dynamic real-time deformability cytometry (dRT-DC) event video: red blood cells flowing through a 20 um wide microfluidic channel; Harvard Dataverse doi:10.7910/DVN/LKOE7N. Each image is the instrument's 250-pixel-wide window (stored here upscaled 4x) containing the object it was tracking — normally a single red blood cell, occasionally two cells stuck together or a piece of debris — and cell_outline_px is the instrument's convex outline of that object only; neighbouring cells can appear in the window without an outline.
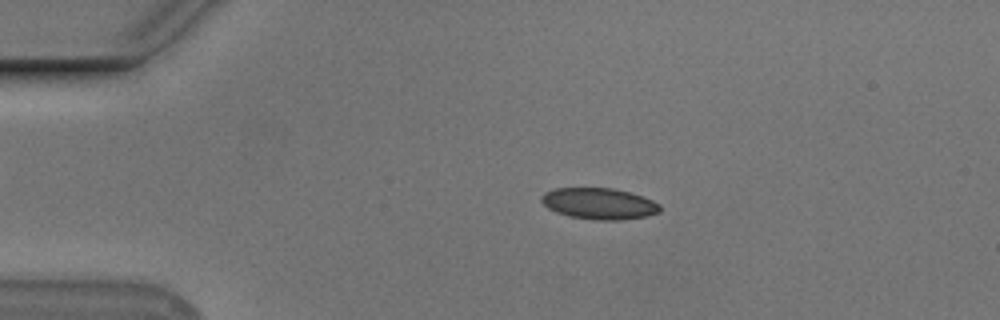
{"species": "Egyptian fruit bat (a non-hibernating species)", "species_latin": "Rousettus aegyptiacus", "temperature_condition": "cold", "stored_images_in_passage": 54, "camera_frame_rate_fps": 3000, "um_per_image_px": 0.085, "animal": {"sex": "male"}, "frame": {"image": 1, "passage_image": 11, "time_ms": 3.333, "image_size_px": [1000, 320], "cell_outline_px": [[660, 212], [648, 216], [620, 220], [596, 220], [568, 216], [556, 212], [548, 208], [540, 200], [540, 196], [544, 192], [556, 188], [612, 188], [644, 196], [660, 204]], "centroid_in_image_um": [50.92, 17.31], "position_along_channel_um": 34.1, "area_um2": 21.73}}
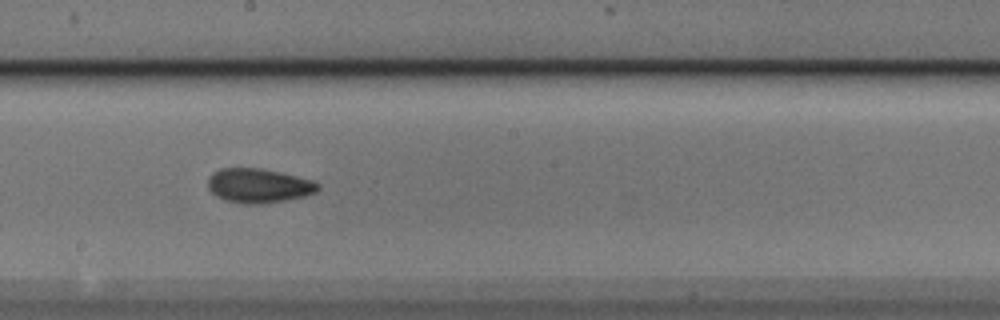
{"frame": {"image": 2, "passage_image": 30, "time_ms": 9.667, "image_size_px": [1000, 320], "cell_outline_px": [[320, 188], [316, 192], [304, 196], [284, 200], [260, 204], [240, 204], [224, 200], [216, 196], [208, 188], [208, 176], [212, 172], [220, 168], [260, 168], [280, 172], [312, 180], [320, 184]], "centroid_in_image_um": [21.95, 15.78], "position_along_channel_um": 226.2, "area_um2": 22.14}}
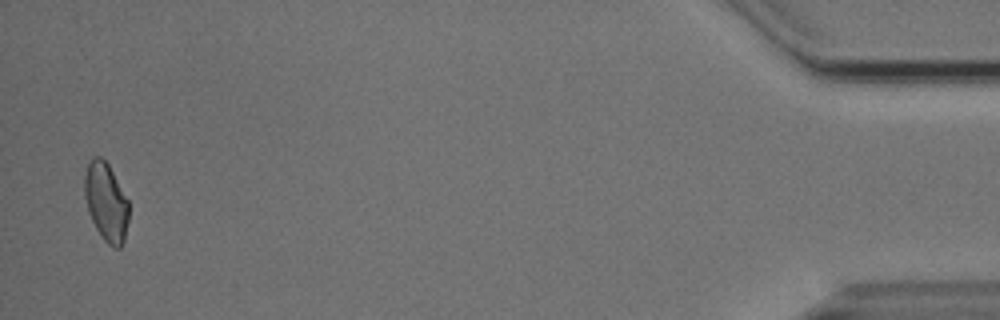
{"frame": {"image": 3, "passage_image": 53, "time_ms": 17.333, "image_size_px": [1000, 320], "cell_outline_px": [[128, 220], [124, 240], [120, 248], [112, 248], [104, 240], [96, 228], [88, 212], [84, 196], [84, 176], [88, 164], [92, 156], [100, 156], [108, 164], [128, 200]], "centroid_in_image_um": [9.0, 17.17], "position_along_channel_um": 426.2, "area_um2": 20.17}, "authors_computed_cell_mechanics": {"area_um2": 20.9525, "velocity_mm_per_s": 3.7523, "shape_relaxation_time_tau1_ms": 6.3482, "shape_relaxation_time_tau2_ms": 2.5523, "deformation_change_tau1": 0.1302, "deformation_change_tau2": 0.0833}}